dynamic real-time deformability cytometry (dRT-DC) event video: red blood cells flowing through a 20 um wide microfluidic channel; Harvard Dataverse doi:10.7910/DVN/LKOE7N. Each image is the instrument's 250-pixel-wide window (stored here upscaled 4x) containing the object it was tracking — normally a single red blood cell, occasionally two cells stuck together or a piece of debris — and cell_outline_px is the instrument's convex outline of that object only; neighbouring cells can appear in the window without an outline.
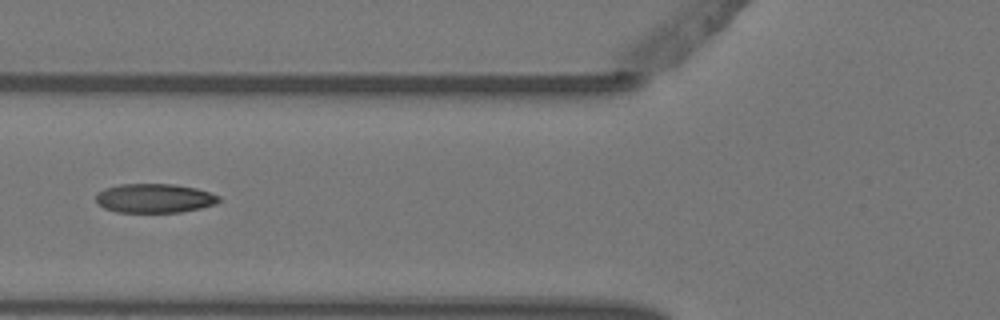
{"species": "Egyptian fruit bat (a non-hibernating species)", "species_latin": "Rousettus aegyptiacus", "temperature_condition": "warm", "stored_images_in_passage": 3, "camera_frame_rate_fps": 3000, "um_per_image_px": 0.085, "animal": {"sex": "female"}, "frame": {"image": 1, "passage_image": 3, "time_ms": 0.667, "image_size_px": [1000, 320], "cell_outline_px": [[220, 200], [216, 204], [200, 208], [180, 212], [116, 212], [104, 208], [96, 200], [96, 196], [104, 188], [120, 184], [172, 184], [196, 188], [220, 196]], "centroid_in_image_um": [13.14, 16.85], "position_along_channel_um": 112.7, "area_um2": 20.75}}